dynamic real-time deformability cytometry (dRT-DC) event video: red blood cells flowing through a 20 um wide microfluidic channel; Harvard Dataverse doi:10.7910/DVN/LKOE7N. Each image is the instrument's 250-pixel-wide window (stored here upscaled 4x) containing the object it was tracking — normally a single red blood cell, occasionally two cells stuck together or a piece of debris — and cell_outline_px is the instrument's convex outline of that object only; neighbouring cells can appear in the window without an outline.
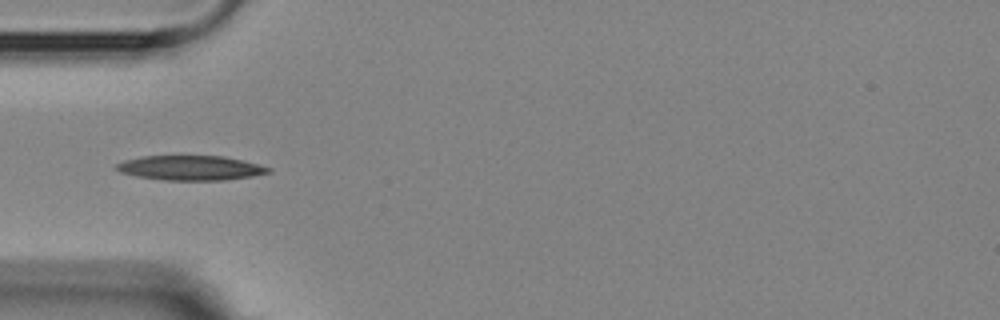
{"species": "Egyptian fruit bat (a non-hibernating species)", "species_latin": "Rousettus aegyptiacus", "temperature_condition": "room temperature", "stored_images_in_passage": 3, "camera_frame_rate_fps": 3000, "um_per_image_px": 0.085, "animal": {"sex": "female"}, "frame": {"image": 1, "passage_image": 3, "time_ms": 2.333, "image_size_px": [1000, 320], "cell_outline_px": [[272, 172], [252, 176], [224, 180], [164, 180], [136, 176], [120, 172], [116, 168], [116, 164], [124, 160], [144, 156], [224, 156], [272, 168]], "centroid_in_image_um": [16.19, 14.27], "position_along_channel_um": 68.8, "area_um2": 21.68}}